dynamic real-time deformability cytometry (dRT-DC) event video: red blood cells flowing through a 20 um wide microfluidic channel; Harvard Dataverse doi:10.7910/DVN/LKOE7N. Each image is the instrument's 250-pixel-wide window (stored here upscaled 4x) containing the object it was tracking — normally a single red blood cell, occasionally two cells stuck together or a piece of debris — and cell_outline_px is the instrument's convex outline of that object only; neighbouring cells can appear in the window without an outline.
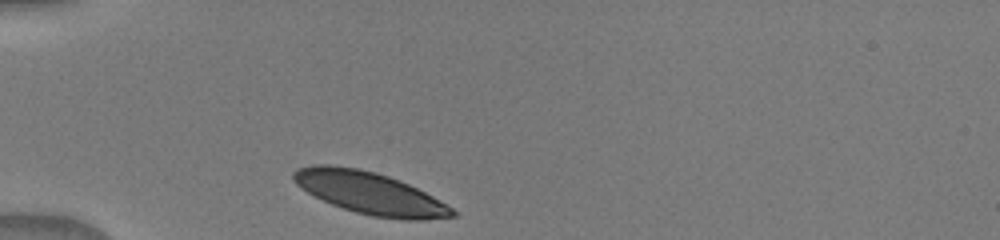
{"species": "human", "species_latin": "Homo sapiens", "temperature_condition": "warm", "stored_images_in_passage": 28, "camera_frame_rate_fps": 3000, "um_per_image_px": 0.085, "donor": {"sex": "male"}, "frame": {"image": 1, "passage_image": 1, "time_ms": 0.0, "image_size_px": [1000, 240], "cell_outline_px": [[456, 216], [424, 220], [404, 220], [372, 216], [356, 212], [332, 204], [300, 188], [292, 180], [292, 172], [296, 168], [316, 164], [328, 164], [356, 168], [376, 172], [400, 180], [440, 200], [452, 208], [456, 212]], "centroid_in_image_um": [31.41, 16.4], "position_along_channel_um": 53.6, "area_um2": 38.9}}
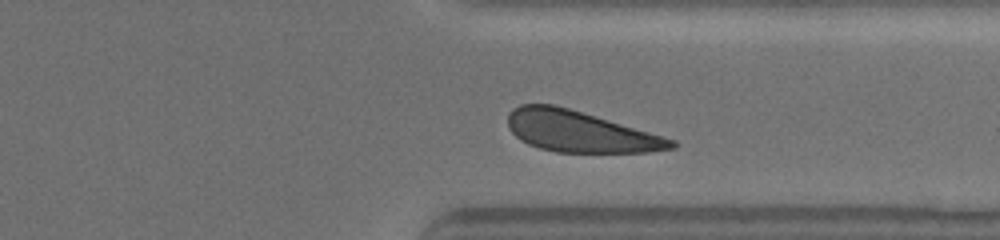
{"frame": {"image": 2, "passage_image": 25, "time_ms": 8.333, "image_size_px": [1000, 240], "cell_outline_px": [[676, 148], [648, 152], [556, 152], [540, 148], [528, 144], [520, 140], [508, 128], [508, 112], [512, 108], [520, 104], [552, 104], [568, 108], [664, 136], [676, 140]], "centroid_in_image_um": [49.27, 11.18], "position_along_channel_um": 362.1, "area_um2": 39.02}}
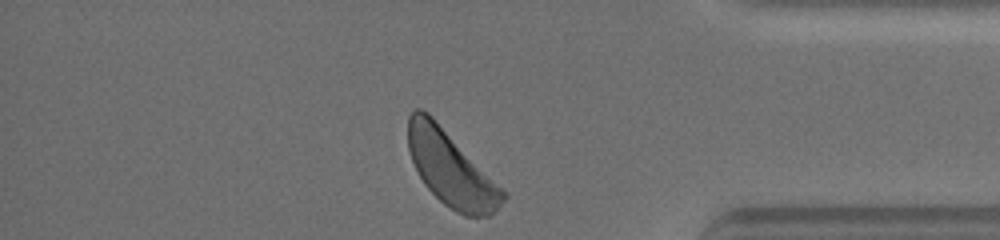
{"frame": {"image": 3, "passage_image": 28, "time_ms": 9.667, "image_size_px": [1000, 240], "cell_outline_px": [[508, 196], [488, 216], [464, 216], [456, 212], [444, 204], [424, 184], [412, 160], [408, 148], [408, 116], [416, 108], [420, 108], [428, 112], [508, 192]], "centroid_in_image_um": [38.35, 14.33], "position_along_channel_um": 396.9, "area_um2": 41.21}}